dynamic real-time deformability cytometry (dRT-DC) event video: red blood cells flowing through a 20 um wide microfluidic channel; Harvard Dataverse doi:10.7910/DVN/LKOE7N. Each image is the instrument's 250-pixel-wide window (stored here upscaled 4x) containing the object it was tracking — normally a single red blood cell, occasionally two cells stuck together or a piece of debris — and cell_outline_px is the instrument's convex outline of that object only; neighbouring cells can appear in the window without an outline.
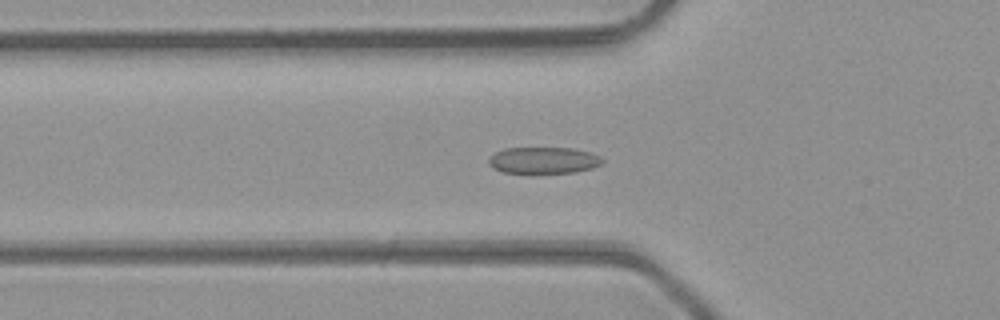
{"species": "common noctule bat (a hibernating species)", "species_latin": "Nyctalus noctula", "temperature_condition": "room temperature", "stored_images_in_passage": 47, "camera_frame_rate_fps": 3000, "um_per_image_px": 0.085, "animal": {"sex": "male", "body_mass_g": 23.1, "forearm_length_mm": 52.7}, "frame": {"image": 1, "passage_image": 16, "time_ms": 5.0, "image_size_px": [1000, 320], "cell_outline_px": [[604, 164], [592, 168], [576, 172], [500, 172], [492, 168], [488, 164], [488, 160], [496, 152], [504, 148], [572, 148], [592, 152], [600, 156], [604, 160]], "centroid_in_image_um": [46.24, 13.61], "position_along_channel_um": 79.6, "area_um2": 17.57}}
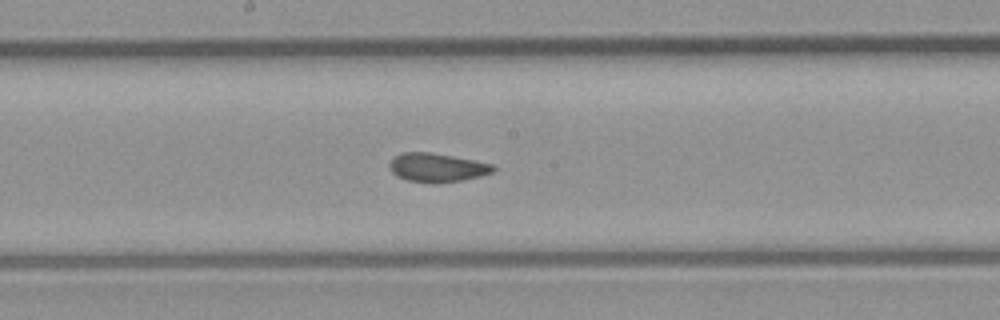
{"frame": {"image": 2, "passage_image": 25, "time_ms": 8.0, "image_size_px": [1000, 320], "cell_outline_px": [[496, 168], [492, 172], [480, 176], [460, 180], [436, 184], [408, 180], [396, 176], [388, 168], [388, 164], [396, 156], [404, 152], [432, 152], [492, 164]], "centroid_in_image_um": [37.11, 14.25], "position_along_channel_um": 211.1, "area_um2": 17.28}}
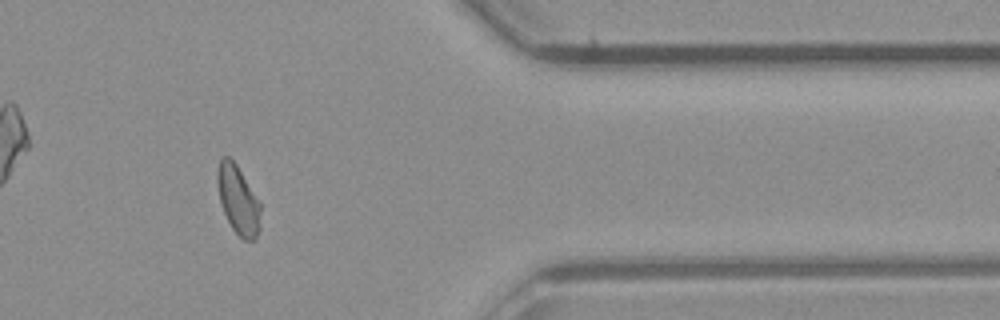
{"frame": {"image": 3, "passage_image": 39, "time_ms": 12.667, "image_size_px": [1000, 320], "cell_outline_px": [[260, 228], [256, 236], [252, 240], [244, 240], [232, 228], [220, 204], [216, 180], [216, 176], [220, 160], [224, 156], [228, 156], [236, 164], [260, 200]], "centroid_in_image_um": [20.24, 16.98], "position_along_channel_um": 391.2, "area_um2": 17.28}, "authors_computed_cell_mechanics": {"area_um2": 17.8024, "velocity_mm_per_s": 4.3423, "shape_relaxation_time_tau1_ms": 6.637, "shape_relaxation_time_tau2_ms": 0.998, "deformation_change_tau1": 0.1331, "deformation_change_tau2": 0.0694}}